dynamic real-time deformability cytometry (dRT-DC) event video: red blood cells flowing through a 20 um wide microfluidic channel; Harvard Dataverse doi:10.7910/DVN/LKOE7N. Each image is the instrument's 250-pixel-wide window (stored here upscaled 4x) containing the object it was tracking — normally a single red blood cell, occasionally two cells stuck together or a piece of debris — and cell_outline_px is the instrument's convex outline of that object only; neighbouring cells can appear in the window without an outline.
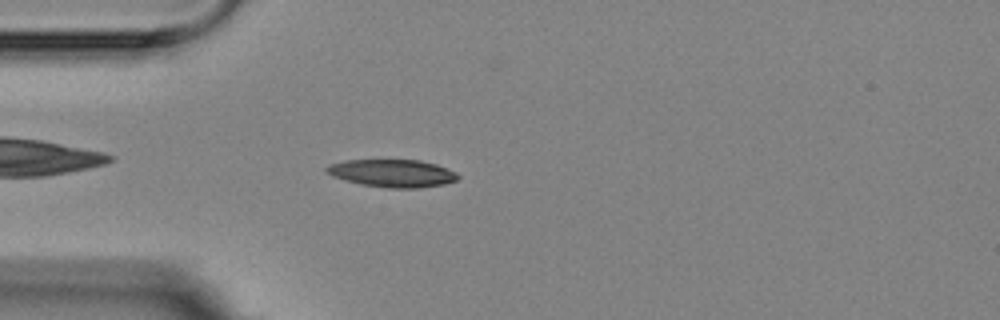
{"species": "Egyptian fruit bat (a non-hibernating species)", "species_latin": "Rousettus aegyptiacus", "temperature_condition": "room temperature", "stored_images_in_passage": 1, "camera_frame_rate_fps": 3000, "um_per_image_px": 0.085, "animal": {"sex": "female"}, "frame": {"image": 1, "passage_image": 1, "time_ms": 0.0, "image_size_px": [1000, 320], "cell_outline_px": [[460, 176], [456, 180], [444, 184], [420, 188], [388, 188], [360, 184], [344, 180], [332, 176], [324, 172], [324, 168], [328, 164], [344, 160], [420, 160], [436, 164], [456, 172]], "centroid_in_image_um": [33.31, 14.72], "position_along_channel_um": 51.7, "area_um2": 21.39}}